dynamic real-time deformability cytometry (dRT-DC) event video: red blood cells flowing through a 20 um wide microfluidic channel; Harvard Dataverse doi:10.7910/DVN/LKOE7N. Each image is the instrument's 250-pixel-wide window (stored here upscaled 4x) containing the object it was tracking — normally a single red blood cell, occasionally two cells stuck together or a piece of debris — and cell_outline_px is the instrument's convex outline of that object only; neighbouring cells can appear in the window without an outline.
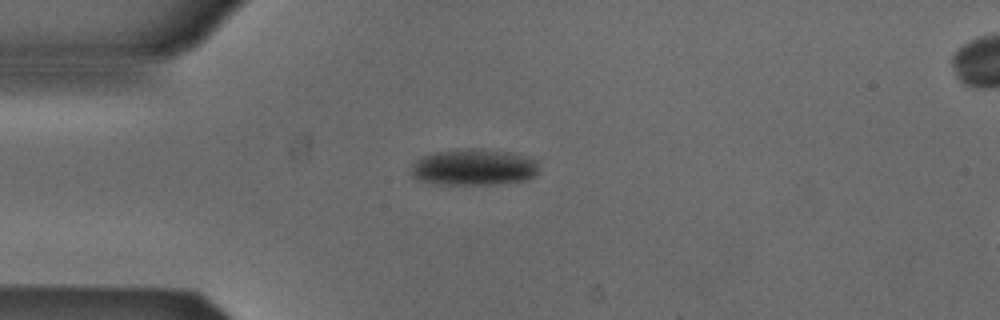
{"species": "Egyptian fruit bat (a non-hibernating species)", "species_latin": "Rousettus aegyptiacus", "temperature_condition": "cold", "stored_images_in_passage": 40, "camera_frame_rate_fps": 3000, "um_per_image_px": 0.085, "animal": {"sex": "male"}, "frame": {"image": 1, "passage_image": 1, "time_ms": 0.0, "image_size_px": [1000, 320], "cell_outline_px": [[540, 172], [536, 176], [524, 180], [496, 184], [436, 184], [416, 180], [408, 172], [412, 164], [416, 160], [424, 156], [436, 152], [472, 148], [476, 148], [516, 152], [532, 156], [540, 160]], "centroid_in_image_um": [40.35, 14.2], "position_along_channel_um": 44.6, "area_um2": 27.92}}
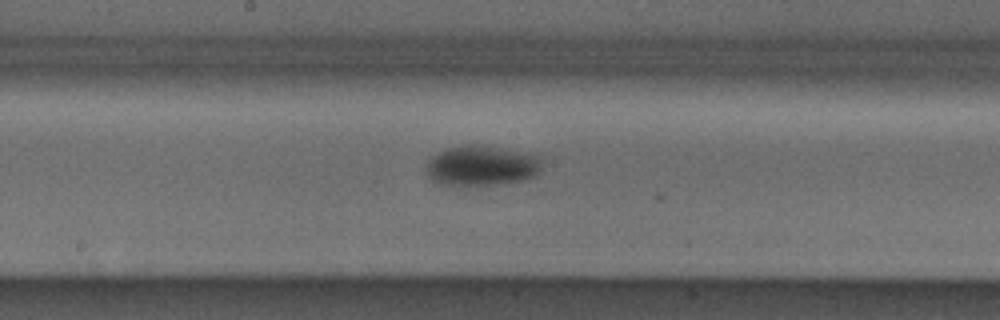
{"frame": {"image": 2, "passage_image": 15, "time_ms": 4.667, "image_size_px": [1000, 320], "cell_outline_px": [[544, 156], [540, 172], [536, 176], [520, 180], [496, 184], [468, 188], [464, 188], [440, 184], [432, 180], [428, 176], [424, 168], [428, 160], [432, 156], [448, 148], [464, 144], [472, 144]], "centroid_in_image_um": [40.9, 14.13], "position_along_channel_um": 207.3, "area_um2": 27.74}}
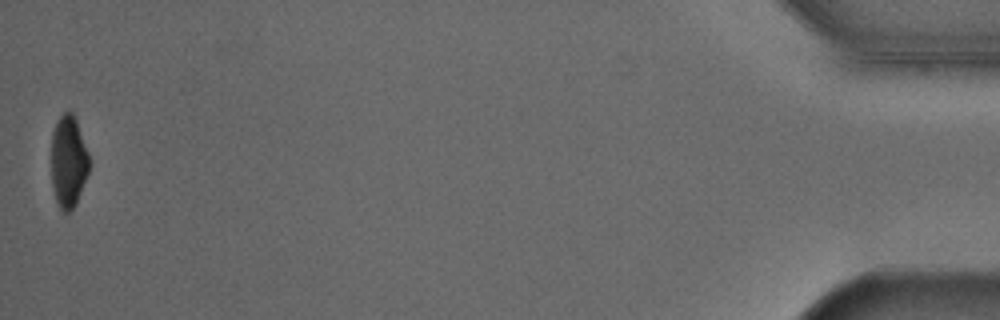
{"frame": {"image": 3, "passage_image": 40, "time_ms": 13.0, "image_size_px": [1000, 320], "cell_outline_px": [[92, 164], [76, 204], [68, 212], [64, 212], [60, 208], [56, 200], [52, 188], [52, 132], [56, 120], [64, 112], [72, 112], [76, 120], [88, 152]], "centroid_in_image_um": [5.83, 13.73], "position_along_channel_um": 429.4, "area_um2": 20.46}, "authors_computed_cell_mechanics": {"area_um2": 26.877, "velocity_mm_per_s": 3.8745, "shape_relaxation_time_tau1_ms": 4.3593, "shape_relaxation_time_tau2_ms": null, "deformation_change_tau1": 0.0986, "deformation_change_tau2": null}}